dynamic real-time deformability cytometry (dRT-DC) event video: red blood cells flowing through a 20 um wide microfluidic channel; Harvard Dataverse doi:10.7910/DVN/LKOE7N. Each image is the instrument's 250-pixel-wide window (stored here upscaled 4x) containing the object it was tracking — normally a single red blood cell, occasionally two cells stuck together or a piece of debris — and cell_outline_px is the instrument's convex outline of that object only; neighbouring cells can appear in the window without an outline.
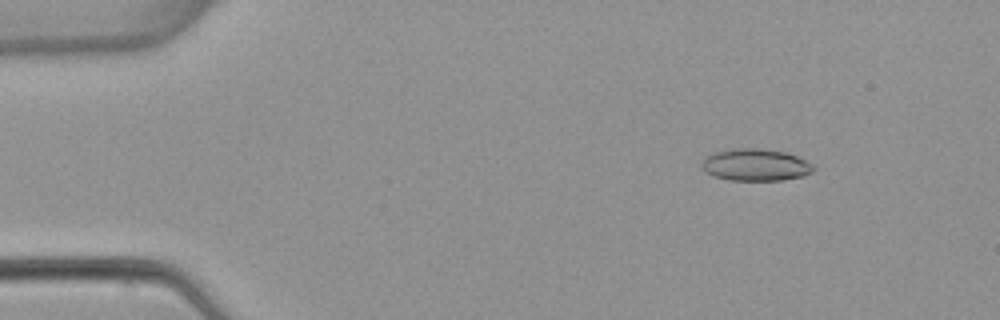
{"species": "common noctule bat (a hibernating species)", "species_latin": "Nyctalus noctula", "temperature_condition": "warm", "stored_images_in_passage": 5, "camera_frame_rate_fps": 3000, "um_per_image_px": 0.085, "animal": {"sex": "female", "body_mass_g": 22.7, "forearm_length_mm": 54.2}, "frame": {"image": 1, "passage_image": 2, "time_ms": 1.333, "image_size_px": [1000, 320], "cell_outline_px": [[816, 168], [812, 172], [804, 176], [784, 180], [728, 180], [716, 176], [708, 172], [700, 164], [712, 152], [732, 148], [760, 148], [788, 152], [812, 164]], "centroid_in_image_um": [64.26, 14.0], "position_along_channel_um": 20.7, "area_um2": 20.87}}
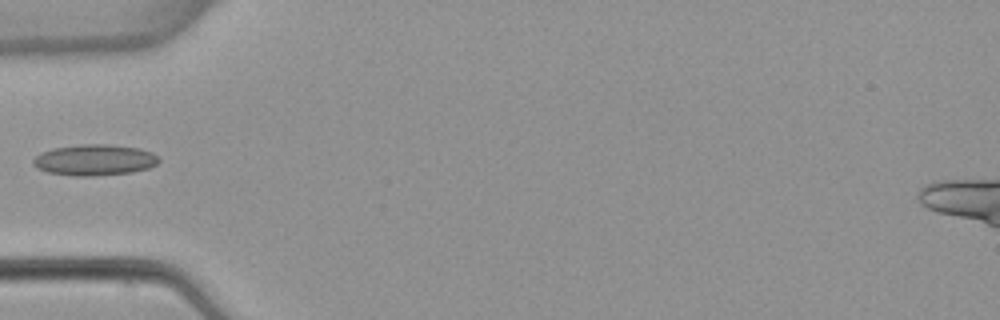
{"frame": {"image": 2, "passage_image": 5, "time_ms": 5.0, "image_size_px": [1000, 320], "cell_outline_px": [[160, 160], [156, 164], [148, 168], [132, 172], [92, 176], [76, 176], [48, 172], [36, 168], [32, 164], [32, 160], [36, 156], [52, 148], [84, 144], [108, 144], [140, 148], [152, 152]], "centroid_in_image_um": [8.03, 13.59], "position_along_channel_um": 77.0, "area_um2": 22.66}}